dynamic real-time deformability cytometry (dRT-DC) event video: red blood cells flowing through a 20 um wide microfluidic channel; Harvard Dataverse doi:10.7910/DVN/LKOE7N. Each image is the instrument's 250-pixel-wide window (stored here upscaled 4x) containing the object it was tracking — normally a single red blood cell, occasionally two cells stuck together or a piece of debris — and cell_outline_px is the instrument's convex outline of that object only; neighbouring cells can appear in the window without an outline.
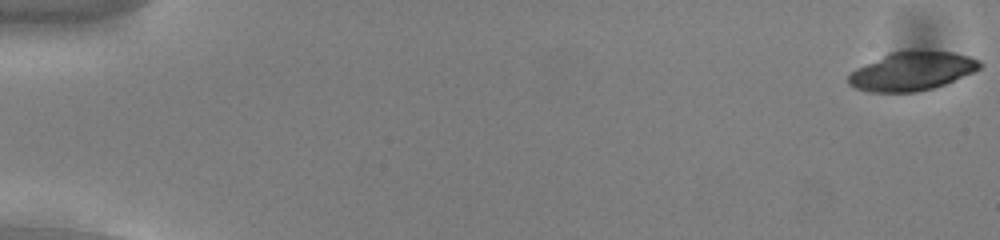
{"species": "common noctule bat (a hibernating species)", "species_latin": "Nyctalus noctula", "temperature_condition": "cold", "stored_images_in_passage": 54, "camera_frame_rate_fps": 3000, "um_per_image_px": 0.085, "animal": {"sex": "male", "body_mass_g": 13.0, "forearm_length_mm": 53.1}, "frame": {"image": 1, "passage_image": 1, "time_ms": 0.0, "image_size_px": [1000, 240], "cell_outline_px": [[984, 64], [976, 72], [944, 84], [932, 88], [916, 92], [868, 92], [856, 88], [848, 84], [848, 76], [856, 68], [888, 52], [912, 48], [952, 52], [968, 56], [980, 60]], "centroid_in_image_um": [77.54, 6.01], "position_along_channel_um": 7.5, "area_um2": 30.29}}
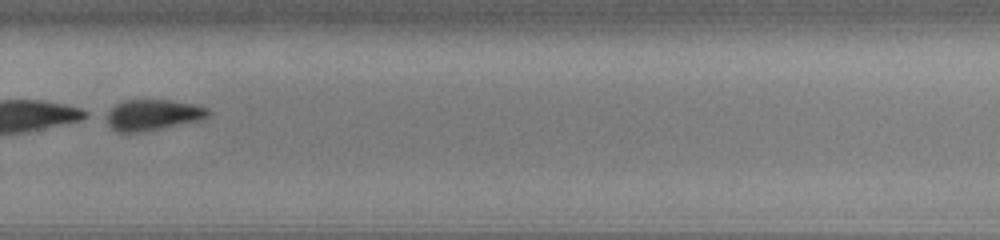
{"frame": {"image": 2, "passage_image": 39, "time_ms": 12.667, "image_size_px": [1000, 240], "cell_outline_px": [[212, 112], [208, 116], [200, 120], [140, 132], [116, 132], [100, 116], [104, 112], [116, 104], [124, 100], [168, 100], [196, 104], [208, 108]], "centroid_in_image_um": [12.91, 9.76], "position_along_channel_um": 316.9, "area_um2": 18.61}}